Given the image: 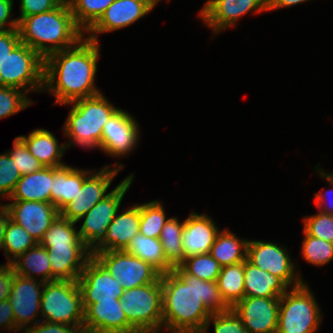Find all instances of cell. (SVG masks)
<instances>
[{
  "mask_svg": "<svg viewBox=\"0 0 333 333\" xmlns=\"http://www.w3.org/2000/svg\"><path fill=\"white\" fill-rule=\"evenodd\" d=\"M162 329L170 333H202L212 313L230 307L222 299L217 282L186 274L179 266L161 274Z\"/></svg>",
  "mask_w": 333,
  "mask_h": 333,
  "instance_id": "cell-1",
  "label": "cell"
},
{
  "mask_svg": "<svg viewBox=\"0 0 333 333\" xmlns=\"http://www.w3.org/2000/svg\"><path fill=\"white\" fill-rule=\"evenodd\" d=\"M100 43L83 37L75 46L44 59V92L56 104H67L101 93L95 84Z\"/></svg>",
  "mask_w": 333,
  "mask_h": 333,
  "instance_id": "cell-2",
  "label": "cell"
},
{
  "mask_svg": "<svg viewBox=\"0 0 333 333\" xmlns=\"http://www.w3.org/2000/svg\"><path fill=\"white\" fill-rule=\"evenodd\" d=\"M17 29L21 43L35 50L43 59L75 46L86 37L75 23L67 2L48 12L21 18Z\"/></svg>",
  "mask_w": 333,
  "mask_h": 333,
  "instance_id": "cell-3",
  "label": "cell"
},
{
  "mask_svg": "<svg viewBox=\"0 0 333 333\" xmlns=\"http://www.w3.org/2000/svg\"><path fill=\"white\" fill-rule=\"evenodd\" d=\"M72 105L63 125L67 148L81 146L85 149H100L102 130L109 118L119 109L112 105L103 92L63 104Z\"/></svg>",
  "mask_w": 333,
  "mask_h": 333,
  "instance_id": "cell-4",
  "label": "cell"
},
{
  "mask_svg": "<svg viewBox=\"0 0 333 333\" xmlns=\"http://www.w3.org/2000/svg\"><path fill=\"white\" fill-rule=\"evenodd\" d=\"M315 298L306 282L281 295L276 333H316L323 317Z\"/></svg>",
  "mask_w": 333,
  "mask_h": 333,
  "instance_id": "cell-5",
  "label": "cell"
},
{
  "mask_svg": "<svg viewBox=\"0 0 333 333\" xmlns=\"http://www.w3.org/2000/svg\"><path fill=\"white\" fill-rule=\"evenodd\" d=\"M40 315L41 321L83 326L84 306L77 280L45 282Z\"/></svg>",
  "mask_w": 333,
  "mask_h": 333,
  "instance_id": "cell-6",
  "label": "cell"
},
{
  "mask_svg": "<svg viewBox=\"0 0 333 333\" xmlns=\"http://www.w3.org/2000/svg\"><path fill=\"white\" fill-rule=\"evenodd\" d=\"M120 307L127 320L139 333L162 330L161 277L154 283L124 290Z\"/></svg>",
  "mask_w": 333,
  "mask_h": 333,
  "instance_id": "cell-7",
  "label": "cell"
},
{
  "mask_svg": "<svg viewBox=\"0 0 333 333\" xmlns=\"http://www.w3.org/2000/svg\"><path fill=\"white\" fill-rule=\"evenodd\" d=\"M0 86L43 92L44 59L28 45L19 43L0 63Z\"/></svg>",
  "mask_w": 333,
  "mask_h": 333,
  "instance_id": "cell-8",
  "label": "cell"
},
{
  "mask_svg": "<svg viewBox=\"0 0 333 333\" xmlns=\"http://www.w3.org/2000/svg\"><path fill=\"white\" fill-rule=\"evenodd\" d=\"M134 174L124 178L104 199L96 203L77 222L83 220L78 230L85 247L92 252L106 237L107 229L119 212L121 201L132 185Z\"/></svg>",
  "mask_w": 333,
  "mask_h": 333,
  "instance_id": "cell-9",
  "label": "cell"
},
{
  "mask_svg": "<svg viewBox=\"0 0 333 333\" xmlns=\"http://www.w3.org/2000/svg\"><path fill=\"white\" fill-rule=\"evenodd\" d=\"M247 260L259 269L281 278L290 288L305 282L300 271H295L296 266L286 247L271 241L249 240Z\"/></svg>",
  "mask_w": 333,
  "mask_h": 333,
  "instance_id": "cell-10",
  "label": "cell"
},
{
  "mask_svg": "<svg viewBox=\"0 0 333 333\" xmlns=\"http://www.w3.org/2000/svg\"><path fill=\"white\" fill-rule=\"evenodd\" d=\"M91 254L108 268L112 277L120 282L124 290L154 283L161 277V273L151 264L124 250Z\"/></svg>",
  "mask_w": 333,
  "mask_h": 333,
  "instance_id": "cell-11",
  "label": "cell"
},
{
  "mask_svg": "<svg viewBox=\"0 0 333 333\" xmlns=\"http://www.w3.org/2000/svg\"><path fill=\"white\" fill-rule=\"evenodd\" d=\"M123 168V164L115 162L112 165H104L100 170H97V172L93 171L83 181L81 190H78L73 200L60 210V216L70 221L77 222L96 203L110 194L108 188Z\"/></svg>",
  "mask_w": 333,
  "mask_h": 333,
  "instance_id": "cell-12",
  "label": "cell"
},
{
  "mask_svg": "<svg viewBox=\"0 0 333 333\" xmlns=\"http://www.w3.org/2000/svg\"><path fill=\"white\" fill-rule=\"evenodd\" d=\"M268 11V0H207L199 12V18L216 36L228 27L236 26L242 16Z\"/></svg>",
  "mask_w": 333,
  "mask_h": 333,
  "instance_id": "cell-13",
  "label": "cell"
},
{
  "mask_svg": "<svg viewBox=\"0 0 333 333\" xmlns=\"http://www.w3.org/2000/svg\"><path fill=\"white\" fill-rule=\"evenodd\" d=\"M139 136L136 118L119 108L103 126L99 150L112 158L126 157L137 147Z\"/></svg>",
  "mask_w": 333,
  "mask_h": 333,
  "instance_id": "cell-14",
  "label": "cell"
},
{
  "mask_svg": "<svg viewBox=\"0 0 333 333\" xmlns=\"http://www.w3.org/2000/svg\"><path fill=\"white\" fill-rule=\"evenodd\" d=\"M77 282L81 290L83 304L120 299L124 292L120 282L112 277L108 268L92 254Z\"/></svg>",
  "mask_w": 333,
  "mask_h": 333,
  "instance_id": "cell-15",
  "label": "cell"
},
{
  "mask_svg": "<svg viewBox=\"0 0 333 333\" xmlns=\"http://www.w3.org/2000/svg\"><path fill=\"white\" fill-rule=\"evenodd\" d=\"M44 284L45 282L40 279L26 278L15 274L9 301L13 309L16 328L21 331L20 333L41 321V318H37L41 314Z\"/></svg>",
  "mask_w": 333,
  "mask_h": 333,
  "instance_id": "cell-16",
  "label": "cell"
},
{
  "mask_svg": "<svg viewBox=\"0 0 333 333\" xmlns=\"http://www.w3.org/2000/svg\"><path fill=\"white\" fill-rule=\"evenodd\" d=\"M155 6L154 0H115L86 32L89 34L86 38L100 42L98 39L100 34L134 24L148 15Z\"/></svg>",
  "mask_w": 333,
  "mask_h": 333,
  "instance_id": "cell-17",
  "label": "cell"
},
{
  "mask_svg": "<svg viewBox=\"0 0 333 333\" xmlns=\"http://www.w3.org/2000/svg\"><path fill=\"white\" fill-rule=\"evenodd\" d=\"M279 307L280 297H244L232 310L249 333H276Z\"/></svg>",
  "mask_w": 333,
  "mask_h": 333,
  "instance_id": "cell-18",
  "label": "cell"
},
{
  "mask_svg": "<svg viewBox=\"0 0 333 333\" xmlns=\"http://www.w3.org/2000/svg\"><path fill=\"white\" fill-rule=\"evenodd\" d=\"M12 201L4 204L9 211L10 219L23 227L38 243L60 215V211L51 203Z\"/></svg>",
  "mask_w": 333,
  "mask_h": 333,
  "instance_id": "cell-19",
  "label": "cell"
},
{
  "mask_svg": "<svg viewBox=\"0 0 333 333\" xmlns=\"http://www.w3.org/2000/svg\"><path fill=\"white\" fill-rule=\"evenodd\" d=\"M85 333H139L127 320L120 299L83 304Z\"/></svg>",
  "mask_w": 333,
  "mask_h": 333,
  "instance_id": "cell-20",
  "label": "cell"
},
{
  "mask_svg": "<svg viewBox=\"0 0 333 333\" xmlns=\"http://www.w3.org/2000/svg\"><path fill=\"white\" fill-rule=\"evenodd\" d=\"M220 232L215 222L207 213L192 211L184 220L182 231L183 257L208 254Z\"/></svg>",
  "mask_w": 333,
  "mask_h": 333,
  "instance_id": "cell-21",
  "label": "cell"
},
{
  "mask_svg": "<svg viewBox=\"0 0 333 333\" xmlns=\"http://www.w3.org/2000/svg\"><path fill=\"white\" fill-rule=\"evenodd\" d=\"M140 204L117 213L108 226L105 239L92 252L124 250L131 239L139 234Z\"/></svg>",
  "mask_w": 333,
  "mask_h": 333,
  "instance_id": "cell-22",
  "label": "cell"
},
{
  "mask_svg": "<svg viewBox=\"0 0 333 333\" xmlns=\"http://www.w3.org/2000/svg\"><path fill=\"white\" fill-rule=\"evenodd\" d=\"M51 281L77 280L91 252L85 246L50 247Z\"/></svg>",
  "mask_w": 333,
  "mask_h": 333,
  "instance_id": "cell-23",
  "label": "cell"
},
{
  "mask_svg": "<svg viewBox=\"0 0 333 333\" xmlns=\"http://www.w3.org/2000/svg\"><path fill=\"white\" fill-rule=\"evenodd\" d=\"M26 144L29 152L43 167H61L66 165L61 161L68 149L66 143L60 144L58 139L47 129L39 128L31 131L28 136H19ZM59 143V144H58Z\"/></svg>",
  "mask_w": 333,
  "mask_h": 333,
  "instance_id": "cell-24",
  "label": "cell"
},
{
  "mask_svg": "<svg viewBox=\"0 0 333 333\" xmlns=\"http://www.w3.org/2000/svg\"><path fill=\"white\" fill-rule=\"evenodd\" d=\"M93 172L74 168L69 165L53 167V186L51 188V204L60 211L81 190L83 181Z\"/></svg>",
  "mask_w": 333,
  "mask_h": 333,
  "instance_id": "cell-25",
  "label": "cell"
},
{
  "mask_svg": "<svg viewBox=\"0 0 333 333\" xmlns=\"http://www.w3.org/2000/svg\"><path fill=\"white\" fill-rule=\"evenodd\" d=\"M288 289L281 278L244 261V297H280Z\"/></svg>",
  "mask_w": 333,
  "mask_h": 333,
  "instance_id": "cell-26",
  "label": "cell"
},
{
  "mask_svg": "<svg viewBox=\"0 0 333 333\" xmlns=\"http://www.w3.org/2000/svg\"><path fill=\"white\" fill-rule=\"evenodd\" d=\"M53 186V167L22 175L9 200L38 201L51 203Z\"/></svg>",
  "mask_w": 333,
  "mask_h": 333,
  "instance_id": "cell-27",
  "label": "cell"
},
{
  "mask_svg": "<svg viewBox=\"0 0 333 333\" xmlns=\"http://www.w3.org/2000/svg\"><path fill=\"white\" fill-rule=\"evenodd\" d=\"M10 264L13 266L15 274L19 276L32 279L42 276L39 278L41 281H51V265L48 250L39 243L19 255Z\"/></svg>",
  "mask_w": 333,
  "mask_h": 333,
  "instance_id": "cell-28",
  "label": "cell"
},
{
  "mask_svg": "<svg viewBox=\"0 0 333 333\" xmlns=\"http://www.w3.org/2000/svg\"><path fill=\"white\" fill-rule=\"evenodd\" d=\"M249 239L238 238L228 229L220 230L209 254L223 267L244 262L247 259Z\"/></svg>",
  "mask_w": 333,
  "mask_h": 333,
  "instance_id": "cell-29",
  "label": "cell"
},
{
  "mask_svg": "<svg viewBox=\"0 0 333 333\" xmlns=\"http://www.w3.org/2000/svg\"><path fill=\"white\" fill-rule=\"evenodd\" d=\"M124 251L151 264L161 274L168 273L174 268L166 260L159 238L146 237L139 233L131 239Z\"/></svg>",
  "mask_w": 333,
  "mask_h": 333,
  "instance_id": "cell-30",
  "label": "cell"
},
{
  "mask_svg": "<svg viewBox=\"0 0 333 333\" xmlns=\"http://www.w3.org/2000/svg\"><path fill=\"white\" fill-rule=\"evenodd\" d=\"M222 299L232 308L244 298V262L223 266L217 279Z\"/></svg>",
  "mask_w": 333,
  "mask_h": 333,
  "instance_id": "cell-31",
  "label": "cell"
},
{
  "mask_svg": "<svg viewBox=\"0 0 333 333\" xmlns=\"http://www.w3.org/2000/svg\"><path fill=\"white\" fill-rule=\"evenodd\" d=\"M76 223L59 215L46 231L39 244L46 249L61 246H85L79 237L77 226H75Z\"/></svg>",
  "mask_w": 333,
  "mask_h": 333,
  "instance_id": "cell-32",
  "label": "cell"
},
{
  "mask_svg": "<svg viewBox=\"0 0 333 333\" xmlns=\"http://www.w3.org/2000/svg\"><path fill=\"white\" fill-rule=\"evenodd\" d=\"M184 221L177 217H170L164 224L159 239L161 241L166 260L173 266H179L183 261L182 231Z\"/></svg>",
  "mask_w": 333,
  "mask_h": 333,
  "instance_id": "cell-33",
  "label": "cell"
},
{
  "mask_svg": "<svg viewBox=\"0 0 333 333\" xmlns=\"http://www.w3.org/2000/svg\"><path fill=\"white\" fill-rule=\"evenodd\" d=\"M115 0H70L69 6L77 26L86 33Z\"/></svg>",
  "mask_w": 333,
  "mask_h": 333,
  "instance_id": "cell-34",
  "label": "cell"
},
{
  "mask_svg": "<svg viewBox=\"0 0 333 333\" xmlns=\"http://www.w3.org/2000/svg\"><path fill=\"white\" fill-rule=\"evenodd\" d=\"M37 244L38 242L23 227L9 219L2 248L8 264Z\"/></svg>",
  "mask_w": 333,
  "mask_h": 333,
  "instance_id": "cell-35",
  "label": "cell"
},
{
  "mask_svg": "<svg viewBox=\"0 0 333 333\" xmlns=\"http://www.w3.org/2000/svg\"><path fill=\"white\" fill-rule=\"evenodd\" d=\"M162 202L153 200L140 204V225L139 233L151 238H159L161 230L169 218Z\"/></svg>",
  "mask_w": 333,
  "mask_h": 333,
  "instance_id": "cell-36",
  "label": "cell"
},
{
  "mask_svg": "<svg viewBox=\"0 0 333 333\" xmlns=\"http://www.w3.org/2000/svg\"><path fill=\"white\" fill-rule=\"evenodd\" d=\"M179 267L188 275L217 282L222 266L208 253L187 257Z\"/></svg>",
  "mask_w": 333,
  "mask_h": 333,
  "instance_id": "cell-37",
  "label": "cell"
},
{
  "mask_svg": "<svg viewBox=\"0 0 333 333\" xmlns=\"http://www.w3.org/2000/svg\"><path fill=\"white\" fill-rule=\"evenodd\" d=\"M301 255L305 262L317 266H325L333 260V243L307 235L304 231Z\"/></svg>",
  "mask_w": 333,
  "mask_h": 333,
  "instance_id": "cell-38",
  "label": "cell"
},
{
  "mask_svg": "<svg viewBox=\"0 0 333 333\" xmlns=\"http://www.w3.org/2000/svg\"><path fill=\"white\" fill-rule=\"evenodd\" d=\"M33 104L26 92L18 88L0 86V119L19 113Z\"/></svg>",
  "mask_w": 333,
  "mask_h": 333,
  "instance_id": "cell-39",
  "label": "cell"
},
{
  "mask_svg": "<svg viewBox=\"0 0 333 333\" xmlns=\"http://www.w3.org/2000/svg\"><path fill=\"white\" fill-rule=\"evenodd\" d=\"M303 231L315 238L333 243V216L319 210V213L303 217Z\"/></svg>",
  "mask_w": 333,
  "mask_h": 333,
  "instance_id": "cell-40",
  "label": "cell"
},
{
  "mask_svg": "<svg viewBox=\"0 0 333 333\" xmlns=\"http://www.w3.org/2000/svg\"><path fill=\"white\" fill-rule=\"evenodd\" d=\"M211 322L214 323V333H249L244 327L242 319L232 308L225 312L212 313L202 333H208Z\"/></svg>",
  "mask_w": 333,
  "mask_h": 333,
  "instance_id": "cell-41",
  "label": "cell"
},
{
  "mask_svg": "<svg viewBox=\"0 0 333 333\" xmlns=\"http://www.w3.org/2000/svg\"><path fill=\"white\" fill-rule=\"evenodd\" d=\"M6 152L19 168L21 175L30 174L43 168V165L29 152L25 142L19 136L15 137L13 148Z\"/></svg>",
  "mask_w": 333,
  "mask_h": 333,
  "instance_id": "cell-42",
  "label": "cell"
},
{
  "mask_svg": "<svg viewBox=\"0 0 333 333\" xmlns=\"http://www.w3.org/2000/svg\"><path fill=\"white\" fill-rule=\"evenodd\" d=\"M21 176L19 168L9 157L8 153L0 154V200L4 196L9 199Z\"/></svg>",
  "mask_w": 333,
  "mask_h": 333,
  "instance_id": "cell-43",
  "label": "cell"
},
{
  "mask_svg": "<svg viewBox=\"0 0 333 333\" xmlns=\"http://www.w3.org/2000/svg\"><path fill=\"white\" fill-rule=\"evenodd\" d=\"M62 2L61 0H20V16L17 21L27 16L53 10Z\"/></svg>",
  "mask_w": 333,
  "mask_h": 333,
  "instance_id": "cell-44",
  "label": "cell"
},
{
  "mask_svg": "<svg viewBox=\"0 0 333 333\" xmlns=\"http://www.w3.org/2000/svg\"><path fill=\"white\" fill-rule=\"evenodd\" d=\"M23 333H85L83 326H69L62 323L40 321L28 327Z\"/></svg>",
  "mask_w": 333,
  "mask_h": 333,
  "instance_id": "cell-45",
  "label": "cell"
},
{
  "mask_svg": "<svg viewBox=\"0 0 333 333\" xmlns=\"http://www.w3.org/2000/svg\"><path fill=\"white\" fill-rule=\"evenodd\" d=\"M319 165L320 164L317 165L318 167L316 166L315 169L316 172L318 171L320 173L321 178L324 179L326 182H328L332 188L322 193L316 192L314 201L316 203L317 209L333 216V200L331 199L330 201H327V198H329L330 194L333 193V178L327 173V171L322 170V168H320Z\"/></svg>",
  "mask_w": 333,
  "mask_h": 333,
  "instance_id": "cell-46",
  "label": "cell"
},
{
  "mask_svg": "<svg viewBox=\"0 0 333 333\" xmlns=\"http://www.w3.org/2000/svg\"><path fill=\"white\" fill-rule=\"evenodd\" d=\"M20 42L18 29L0 31V63Z\"/></svg>",
  "mask_w": 333,
  "mask_h": 333,
  "instance_id": "cell-47",
  "label": "cell"
},
{
  "mask_svg": "<svg viewBox=\"0 0 333 333\" xmlns=\"http://www.w3.org/2000/svg\"><path fill=\"white\" fill-rule=\"evenodd\" d=\"M14 277L15 272L11 264L0 265V302L9 299Z\"/></svg>",
  "mask_w": 333,
  "mask_h": 333,
  "instance_id": "cell-48",
  "label": "cell"
},
{
  "mask_svg": "<svg viewBox=\"0 0 333 333\" xmlns=\"http://www.w3.org/2000/svg\"><path fill=\"white\" fill-rule=\"evenodd\" d=\"M14 0H0V31L17 29V18L9 19L11 16Z\"/></svg>",
  "mask_w": 333,
  "mask_h": 333,
  "instance_id": "cell-49",
  "label": "cell"
},
{
  "mask_svg": "<svg viewBox=\"0 0 333 333\" xmlns=\"http://www.w3.org/2000/svg\"><path fill=\"white\" fill-rule=\"evenodd\" d=\"M0 328L9 332H19L15 325V317L9 299L0 302Z\"/></svg>",
  "mask_w": 333,
  "mask_h": 333,
  "instance_id": "cell-50",
  "label": "cell"
},
{
  "mask_svg": "<svg viewBox=\"0 0 333 333\" xmlns=\"http://www.w3.org/2000/svg\"><path fill=\"white\" fill-rule=\"evenodd\" d=\"M307 1L311 0H268V12H270V10L273 11L280 8L292 7Z\"/></svg>",
  "mask_w": 333,
  "mask_h": 333,
  "instance_id": "cell-51",
  "label": "cell"
},
{
  "mask_svg": "<svg viewBox=\"0 0 333 333\" xmlns=\"http://www.w3.org/2000/svg\"><path fill=\"white\" fill-rule=\"evenodd\" d=\"M9 219L10 214L8 209L0 204V249L3 248L5 229Z\"/></svg>",
  "mask_w": 333,
  "mask_h": 333,
  "instance_id": "cell-52",
  "label": "cell"
},
{
  "mask_svg": "<svg viewBox=\"0 0 333 333\" xmlns=\"http://www.w3.org/2000/svg\"><path fill=\"white\" fill-rule=\"evenodd\" d=\"M159 1L161 2V0H154L155 5L159 4ZM168 2L170 1L168 0Z\"/></svg>",
  "mask_w": 333,
  "mask_h": 333,
  "instance_id": "cell-53",
  "label": "cell"
},
{
  "mask_svg": "<svg viewBox=\"0 0 333 333\" xmlns=\"http://www.w3.org/2000/svg\"><path fill=\"white\" fill-rule=\"evenodd\" d=\"M328 174L333 178V173L332 172L331 173L329 172Z\"/></svg>",
  "mask_w": 333,
  "mask_h": 333,
  "instance_id": "cell-54",
  "label": "cell"
},
{
  "mask_svg": "<svg viewBox=\"0 0 333 333\" xmlns=\"http://www.w3.org/2000/svg\"><path fill=\"white\" fill-rule=\"evenodd\" d=\"M61 1H63V2H67V3H68L70 0H61Z\"/></svg>",
  "mask_w": 333,
  "mask_h": 333,
  "instance_id": "cell-55",
  "label": "cell"
}]
</instances>
